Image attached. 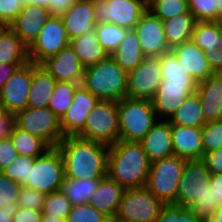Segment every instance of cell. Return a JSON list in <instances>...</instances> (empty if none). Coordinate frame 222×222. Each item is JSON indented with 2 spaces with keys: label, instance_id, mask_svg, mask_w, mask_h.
I'll use <instances>...</instances> for the list:
<instances>
[{
  "label": "cell",
  "instance_id": "1",
  "mask_svg": "<svg viewBox=\"0 0 222 222\" xmlns=\"http://www.w3.org/2000/svg\"><path fill=\"white\" fill-rule=\"evenodd\" d=\"M110 146L79 136H66L57 149L62 155L65 176L72 179H102L108 172Z\"/></svg>",
  "mask_w": 222,
  "mask_h": 222
},
{
  "label": "cell",
  "instance_id": "2",
  "mask_svg": "<svg viewBox=\"0 0 222 222\" xmlns=\"http://www.w3.org/2000/svg\"><path fill=\"white\" fill-rule=\"evenodd\" d=\"M150 166L140 142L118 140L109 148L107 175L124 189L145 187Z\"/></svg>",
  "mask_w": 222,
  "mask_h": 222
},
{
  "label": "cell",
  "instance_id": "3",
  "mask_svg": "<svg viewBox=\"0 0 222 222\" xmlns=\"http://www.w3.org/2000/svg\"><path fill=\"white\" fill-rule=\"evenodd\" d=\"M81 85L101 101H119L127 97V72L109 55L86 67Z\"/></svg>",
  "mask_w": 222,
  "mask_h": 222
},
{
  "label": "cell",
  "instance_id": "4",
  "mask_svg": "<svg viewBox=\"0 0 222 222\" xmlns=\"http://www.w3.org/2000/svg\"><path fill=\"white\" fill-rule=\"evenodd\" d=\"M117 103L118 140L140 142L158 121L151 100L125 97Z\"/></svg>",
  "mask_w": 222,
  "mask_h": 222
},
{
  "label": "cell",
  "instance_id": "5",
  "mask_svg": "<svg viewBox=\"0 0 222 222\" xmlns=\"http://www.w3.org/2000/svg\"><path fill=\"white\" fill-rule=\"evenodd\" d=\"M186 161L173 155L151 163L145 187L164 205H176L178 185Z\"/></svg>",
  "mask_w": 222,
  "mask_h": 222
},
{
  "label": "cell",
  "instance_id": "6",
  "mask_svg": "<svg viewBox=\"0 0 222 222\" xmlns=\"http://www.w3.org/2000/svg\"><path fill=\"white\" fill-rule=\"evenodd\" d=\"M108 146L118 141L119 119L115 101H101L89 113L84 129L77 135Z\"/></svg>",
  "mask_w": 222,
  "mask_h": 222
},
{
  "label": "cell",
  "instance_id": "7",
  "mask_svg": "<svg viewBox=\"0 0 222 222\" xmlns=\"http://www.w3.org/2000/svg\"><path fill=\"white\" fill-rule=\"evenodd\" d=\"M64 177L62 155L57 147H51L43 155L35 158L30 168L29 181L25 186L47 195L60 189Z\"/></svg>",
  "mask_w": 222,
  "mask_h": 222
},
{
  "label": "cell",
  "instance_id": "8",
  "mask_svg": "<svg viewBox=\"0 0 222 222\" xmlns=\"http://www.w3.org/2000/svg\"><path fill=\"white\" fill-rule=\"evenodd\" d=\"M15 125L40 137L50 147H57L64 138L59 118L48 107H27L15 115Z\"/></svg>",
  "mask_w": 222,
  "mask_h": 222
},
{
  "label": "cell",
  "instance_id": "9",
  "mask_svg": "<svg viewBox=\"0 0 222 222\" xmlns=\"http://www.w3.org/2000/svg\"><path fill=\"white\" fill-rule=\"evenodd\" d=\"M163 206L146 187L125 189L115 218L134 222H157Z\"/></svg>",
  "mask_w": 222,
  "mask_h": 222
},
{
  "label": "cell",
  "instance_id": "10",
  "mask_svg": "<svg viewBox=\"0 0 222 222\" xmlns=\"http://www.w3.org/2000/svg\"><path fill=\"white\" fill-rule=\"evenodd\" d=\"M96 23L134 29L148 6L142 0H93Z\"/></svg>",
  "mask_w": 222,
  "mask_h": 222
},
{
  "label": "cell",
  "instance_id": "11",
  "mask_svg": "<svg viewBox=\"0 0 222 222\" xmlns=\"http://www.w3.org/2000/svg\"><path fill=\"white\" fill-rule=\"evenodd\" d=\"M161 80L160 57H144L139 66L127 73V97L152 100Z\"/></svg>",
  "mask_w": 222,
  "mask_h": 222
},
{
  "label": "cell",
  "instance_id": "12",
  "mask_svg": "<svg viewBox=\"0 0 222 222\" xmlns=\"http://www.w3.org/2000/svg\"><path fill=\"white\" fill-rule=\"evenodd\" d=\"M210 175L202 159L187 160L178 185L176 205L189 209L210 188Z\"/></svg>",
  "mask_w": 222,
  "mask_h": 222
},
{
  "label": "cell",
  "instance_id": "13",
  "mask_svg": "<svg viewBox=\"0 0 222 222\" xmlns=\"http://www.w3.org/2000/svg\"><path fill=\"white\" fill-rule=\"evenodd\" d=\"M70 43L60 16H51L40 34L28 48L29 61L40 64L46 58L56 55Z\"/></svg>",
  "mask_w": 222,
  "mask_h": 222
},
{
  "label": "cell",
  "instance_id": "14",
  "mask_svg": "<svg viewBox=\"0 0 222 222\" xmlns=\"http://www.w3.org/2000/svg\"><path fill=\"white\" fill-rule=\"evenodd\" d=\"M32 83V62L17 68L0 90L2 109L16 115L28 107V97Z\"/></svg>",
  "mask_w": 222,
  "mask_h": 222
},
{
  "label": "cell",
  "instance_id": "15",
  "mask_svg": "<svg viewBox=\"0 0 222 222\" xmlns=\"http://www.w3.org/2000/svg\"><path fill=\"white\" fill-rule=\"evenodd\" d=\"M138 37L144 57H160L170 51L163 21L147 10L133 29Z\"/></svg>",
  "mask_w": 222,
  "mask_h": 222
},
{
  "label": "cell",
  "instance_id": "16",
  "mask_svg": "<svg viewBox=\"0 0 222 222\" xmlns=\"http://www.w3.org/2000/svg\"><path fill=\"white\" fill-rule=\"evenodd\" d=\"M99 99L82 85L74 91L73 103L60 120L63 136H77L86 124V119Z\"/></svg>",
  "mask_w": 222,
  "mask_h": 222
},
{
  "label": "cell",
  "instance_id": "17",
  "mask_svg": "<svg viewBox=\"0 0 222 222\" xmlns=\"http://www.w3.org/2000/svg\"><path fill=\"white\" fill-rule=\"evenodd\" d=\"M55 81L78 83L81 85L85 67L80 63L78 56L70 44L56 55L46 58L39 64Z\"/></svg>",
  "mask_w": 222,
  "mask_h": 222
},
{
  "label": "cell",
  "instance_id": "18",
  "mask_svg": "<svg viewBox=\"0 0 222 222\" xmlns=\"http://www.w3.org/2000/svg\"><path fill=\"white\" fill-rule=\"evenodd\" d=\"M51 16L49 10L28 4L23 6L20 13L8 27L29 48Z\"/></svg>",
  "mask_w": 222,
  "mask_h": 222
},
{
  "label": "cell",
  "instance_id": "19",
  "mask_svg": "<svg viewBox=\"0 0 222 222\" xmlns=\"http://www.w3.org/2000/svg\"><path fill=\"white\" fill-rule=\"evenodd\" d=\"M60 18L69 41L94 31L97 23L93 0H77Z\"/></svg>",
  "mask_w": 222,
  "mask_h": 222
},
{
  "label": "cell",
  "instance_id": "20",
  "mask_svg": "<svg viewBox=\"0 0 222 222\" xmlns=\"http://www.w3.org/2000/svg\"><path fill=\"white\" fill-rule=\"evenodd\" d=\"M160 66L162 80L159 88L186 89L190 94L196 92L198 83L171 50L160 56Z\"/></svg>",
  "mask_w": 222,
  "mask_h": 222
},
{
  "label": "cell",
  "instance_id": "21",
  "mask_svg": "<svg viewBox=\"0 0 222 222\" xmlns=\"http://www.w3.org/2000/svg\"><path fill=\"white\" fill-rule=\"evenodd\" d=\"M140 143L151 163L173 156L174 149L170 121L158 120Z\"/></svg>",
  "mask_w": 222,
  "mask_h": 222
},
{
  "label": "cell",
  "instance_id": "22",
  "mask_svg": "<svg viewBox=\"0 0 222 222\" xmlns=\"http://www.w3.org/2000/svg\"><path fill=\"white\" fill-rule=\"evenodd\" d=\"M171 51L197 83L214 75L207 61L206 53L192 40L174 47Z\"/></svg>",
  "mask_w": 222,
  "mask_h": 222
},
{
  "label": "cell",
  "instance_id": "23",
  "mask_svg": "<svg viewBox=\"0 0 222 222\" xmlns=\"http://www.w3.org/2000/svg\"><path fill=\"white\" fill-rule=\"evenodd\" d=\"M196 93L201 101L205 123L222 120V74H214L199 82Z\"/></svg>",
  "mask_w": 222,
  "mask_h": 222
},
{
  "label": "cell",
  "instance_id": "24",
  "mask_svg": "<svg viewBox=\"0 0 222 222\" xmlns=\"http://www.w3.org/2000/svg\"><path fill=\"white\" fill-rule=\"evenodd\" d=\"M174 155L185 160H200L204 156L202 128L171 125Z\"/></svg>",
  "mask_w": 222,
  "mask_h": 222
},
{
  "label": "cell",
  "instance_id": "25",
  "mask_svg": "<svg viewBox=\"0 0 222 222\" xmlns=\"http://www.w3.org/2000/svg\"><path fill=\"white\" fill-rule=\"evenodd\" d=\"M124 190L116 181L106 175L100 179L98 188L89 203L109 219H114Z\"/></svg>",
  "mask_w": 222,
  "mask_h": 222
},
{
  "label": "cell",
  "instance_id": "26",
  "mask_svg": "<svg viewBox=\"0 0 222 222\" xmlns=\"http://www.w3.org/2000/svg\"><path fill=\"white\" fill-rule=\"evenodd\" d=\"M56 81L39 64L32 62V83L28 97V107L46 108L54 90Z\"/></svg>",
  "mask_w": 222,
  "mask_h": 222
},
{
  "label": "cell",
  "instance_id": "27",
  "mask_svg": "<svg viewBox=\"0 0 222 222\" xmlns=\"http://www.w3.org/2000/svg\"><path fill=\"white\" fill-rule=\"evenodd\" d=\"M27 62L28 48L8 26H0V64L24 65Z\"/></svg>",
  "mask_w": 222,
  "mask_h": 222
},
{
  "label": "cell",
  "instance_id": "28",
  "mask_svg": "<svg viewBox=\"0 0 222 222\" xmlns=\"http://www.w3.org/2000/svg\"><path fill=\"white\" fill-rule=\"evenodd\" d=\"M69 44L85 68L97 64L109 56L98 42L94 31L70 40Z\"/></svg>",
  "mask_w": 222,
  "mask_h": 222
},
{
  "label": "cell",
  "instance_id": "29",
  "mask_svg": "<svg viewBox=\"0 0 222 222\" xmlns=\"http://www.w3.org/2000/svg\"><path fill=\"white\" fill-rule=\"evenodd\" d=\"M196 22L192 13L176 15L171 19L163 21L165 37L170 50L192 40Z\"/></svg>",
  "mask_w": 222,
  "mask_h": 222
},
{
  "label": "cell",
  "instance_id": "30",
  "mask_svg": "<svg viewBox=\"0 0 222 222\" xmlns=\"http://www.w3.org/2000/svg\"><path fill=\"white\" fill-rule=\"evenodd\" d=\"M189 95L186 89L158 88L151 100L157 118L170 120Z\"/></svg>",
  "mask_w": 222,
  "mask_h": 222
},
{
  "label": "cell",
  "instance_id": "31",
  "mask_svg": "<svg viewBox=\"0 0 222 222\" xmlns=\"http://www.w3.org/2000/svg\"><path fill=\"white\" fill-rule=\"evenodd\" d=\"M111 57L127 73L141 64L144 56L136 32L133 29L126 31V37Z\"/></svg>",
  "mask_w": 222,
  "mask_h": 222
},
{
  "label": "cell",
  "instance_id": "32",
  "mask_svg": "<svg viewBox=\"0 0 222 222\" xmlns=\"http://www.w3.org/2000/svg\"><path fill=\"white\" fill-rule=\"evenodd\" d=\"M100 179H72L64 177L60 191L72 205L87 204L98 188Z\"/></svg>",
  "mask_w": 222,
  "mask_h": 222
},
{
  "label": "cell",
  "instance_id": "33",
  "mask_svg": "<svg viewBox=\"0 0 222 222\" xmlns=\"http://www.w3.org/2000/svg\"><path fill=\"white\" fill-rule=\"evenodd\" d=\"M169 121L170 125L202 128L205 121L198 94H190Z\"/></svg>",
  "mask_w": 222,
  "mask_h": 222
},
{
  "label": "cell",
  "instance_id": "34",
  "mask_svg": "<svg viewBox=\"0 0 222 222\" xmlns=\"http://www.w3.org/2000/svg\"><path fill=\"white\" fill-rule=\"evenodd\" d=\"M192 41L205 53H213L222 43V24L216 21H197Z\"/></svg>",
  "mask_w": 222,
  "mask_h": 222
},
{
  "label": "cell",
  "instance_id": "35",
  "mask_svg": "<svg viewBox=\"0 0 222 222\" xmlns=\"http://www.w3.org/2000/svg\"><path fill=\"white\" fill-rule=\"evenodd\" d=\"M17 153L23 156L39 157L51 147L40 137L19 129L16 125L10 136Z\"/></svg>",
  "mask_w": 222,
  "mask_h": 222
},
{
  "label": "cell",
  "instance_id": "36",
  "mask_svg": "<svg viewBox=\"0 0 222 222\" xmlns=\"http://www.w3.org/2000/svg\"><path fill=\"white\" fill-rule=\"evenodd\" d=\"M80 84L56 81L47 107L61 120L73 103L74 91Z\"/></svg>",
  "mask_w": 222,
  "mask_h": 222
},
{
  "label": "cell",
  "instance_id": "37",
  "mask_svg": "<svg viewBox=\"0 0 222 222\" xmlns=\"http://www.w3.org/2000/svg\"><path fill=\"white\" fill-rule=\"evenodd\" d=\"M126 31L127 29L112 23H98L94 28L98 42L110 56L118 49L120 43L126 37Z\"/></svg>",
  "mask_w": 222,
  "mask_h": 222
},
{
  "label": "cell",
  "instance_id": "38",
  "mask_svg": "<svg viewBox=\"0 0 222 222\" xmlns=\"http://www.w3.org/2000/svg\"><path fill=\"white\" fill-rule=\"evenodd\" d=\"M148 10L162 21L171 19L176 15L191 13L189 4L185 0H155L148 6Z\"/></svg>",
  "mask_w": 222,
  "mask_h": 222
},
{
  "label": "cell",
  "instance_id": "39",
  "mask_svg": "<svg viewBox=\"0 0 222 222\" xmlns=\"http://www.w3.org/2000/svg\"><path fill=\"white\" fill-rule=\"evenodd\" d=\"M35 157L23 156L18 154L1 172L11 180L21 186H25L29 181L30 168H32Z\"/></svg>",
  "mask_w": 222,
  "mask_h": 222
},
{
  "label": "cell",
  "instance_id": "40",
  "mask_svg": "<svg viewBox=\"0 0 222 222\" xmlns=\"http://www.w3.org/2000/svg\"><path fill=\"white\" fill-rule=\"evenodd\" d=\"M72 206L71 202L60 190L54 191L46 195L42 214L67 220Z\"/></svg>",
  "mask_w": 222,
  "mask_h": 222
},
{
  "label": "cell",
  "instance_id": "41",
  "mask_svg": "<svg viewBox=\"0 0 222 222\" xmlns=\"http://www.w3.org/2000/svg\"><path fill=\"white\" fill-rule=\"evenodd\" d=\"M157 222H203L193 211L174 204L164 205Z\"/></svg>",
  "mask_w": 222,
  "mask_h": 222
},
{
  "label": "cell",
  "instance_id": "42",
  "mask_svg": "<svg viewBox=\"0 0 222 222\" xmlns=\"http://www.w3.org/2000/svg\"><path fill=\"white\" fill-rule=\"evenodd\" d=\"M202 147L204 154L222 147V120L207 122L202 127Z\"/></svg>",
  "mask_w": 222,
  "mask_h": 222
},
{
  "label": "cell",
  "instance_id": "43",
  "mask_svg": "<svg viewBox=\"0 0 222 222\" xmlns=\"http://www.w3.org/2000/svg\"><path fill=\"white\" fill-rule=\"evenodd\" d=\"M109 218L90 203L73 205L67 222H109Z\"/></svg>",
  "mask_w": 222,
  "mask_h": 222
},
{
  "label": "cell",
  "instance_id": "44",
  "mask_svg": "<svg viewBox=\"0 0 222 222\" xmlns=\"http://www.w3.org/2000/svg\"><path fill=\"white\" fill-rule=\"evenodd\" d=\"M21 185L0 172V208L17 204Z\"/></svg>",
  "mask_w": 222,
  "mask_h": 222
},
{
  "label": "cell",
  "instance_id": "45",
  "mask_svg": "<svg viewBox=\"0 0 222 222\" xmlns=\"http://www.w3.org/2000/svg\"><path fill=\"white\" fill-rule=\"evenodd\" d=\"M188 4L196 21H216V0H190Z\"/></svg>",
  "mask_w": 222,
  "mask_h": 222
},
{
  "label": "cell",
  "instance_id": "46",
  "mask_svg": "<svg viewBox=\"0 0 222 222\" xmlns=\"http://www.w3.org/2000/svg\"><path fill=\"white\" fill-rule=\"evenodd\" d=\"M46 194L38 192L27 186H21L18 196L17 205L20 208H30L42 211Z\"/></svg>",
  "mask_w": 222,
  "mask_h": 222
},
{
  "label": "cell",
  "instance_id": "47",
  "mask_svg": "<svg viewBox=\"0 0 222 222\" xmlns=\"http://www.w3.org/2000/svg\"><path fill=\"white\" fill-rule=\"evenodd\" d=\"M218 207L219 205H214L213 190L208 188L207 192L189 209L204 221L207 217L211 216Z\"/></svg>",
  "mask_w": 222,
  "mask_h": 222
},
{
  "label": "cell",
  "instance_id": "48",
  "mask_svg": "<svg viewBox=\"0 0 222 222\" xmlns=\"http://www.w3.org/2000/svg\"><path fill=\"white\" fill-rule=\"evenodd\" d=\"M22 8L19 0H0V26H9Z\"/></svg>",
  "mask_w": 222,
  "mask_h": 222
},
{
  "label": "cell",
  "instance_id": "49",
  "mask_svg": "<svg viewBox=\"0 0 222 222\" xmlns=\"http://www.w3.org/2000/svg\"><path fill=\"white\" fill-rule=\"evenodd\" d=\"M17 156V150L10 137L0 140V172Z\"/></svg>",
  "mask_w": 222,
  "mask_h": 222
},
{
  "label": "cell",
  "instance_id": "50",
  "mask_svg": "<svg viewBox=\"0 0 222 222\" xmlns=\"http://www.w3.org/2000/svg\"><path fill=\"white\" fill-rule=\"evenodd\" d=\"M202 160L210 174H222V147L204 154Z\"/></svg>",
  "mask_w": 222,
  "mask_h": 222
},
{
  "label": "cell",
  "instance_id": "51",
  "mask_svg": "<svg viewBox=\"0 0 222 222\" xmlns=\"http://www.w3.org/2000/svg\"><path fill=\"white\" fill-rule=\"evenodd\" d=\"M42 215V211L18 207L12 222H41Z\"/></svg>",
  "mask_w": 222,
  "mask_h": 222
},
{
  "label": "cell",
  "instance_id": "52",
  "mask_svg": "<svg viewBox=\"0 0 222 222\" xmlns=\"http://www.w3.org/2000/svg\"><path fill=\"white\" fill-rule=\"evenodd\" d=\"M15 127V115L6 111L0 113V140L9 138Z\"/></svg>",
  "mask_w": 222,
  "mask_h": 222
},
{
  "label": "cell",
  "instance_id": "53",
  "mask_svg": "<svg viewBox=\"0 0 222 222\" xmlns=\"http://www.w3.org/2000/svg\"><path fill=\"white\" fill-rule=\"evenodd\" d=\"M206 58L214 74H222V43L213 53H206Z\"/></svg>",
  "mask_w": 222,
  "mask_h": 222
},
{
  "label": "cell",
  "instance_id": "54",
  "mask_svg": "<svg viewBox=\"0 0 222 222\" xmlns=\"http://www.w3.org/2000/svg\"><path fill=\"white\" fill-rule=\"evenodd\" d=\"M210 189L213 190L214 205H222V174L210 175Z\"/></svg>",
  "mask_w": 222,
  "mask_h": 222
},
{
  "label": "cell",
  "instance_id": "55",
  "mask_svg": "<svg viewBox=\"0 0 222 222\" xmlns=\"http://www.w3.org/2000/svg\"><path fill=\"white\" fill-rule=\"evenodd\" d=\"M49 12L52 16L65 13L77 0H49Z\"/></svg>",
  "mask_w": 222,
  "mask_h": 222
},
{
  "label": "cell",
  "instance_id": "56",
  "mask_svg": "<svg viewBox=\"0 0 222 222\" xmlns=\"http://www.w3.org/2000/svg\"><path fill=\"white\" fill-rule=\"evenodd\" d=\"M23 65L14 64H0V90L3 88L5 83L9 80L12 74L17 70L18 67Z\"/></svg>",
  "mask_w": 222,
  "mask_h": 222
},
{
  "label": "cell",
  "instance_id": "57",
  "mask_svg": "<svg viewBox=\"0 0 222 222\" xmlns=\"http://www.w3.org/2000/svg\"><path fill=\"white\" fill-rule=\"evenodd\" d=\"M17 210V204L10 208H0V222H12V218L15 216Z\"/></svg>",
  "mask_w": 222,
  "mask_h": 222
},
{
  "label": "cell",
  "instance_id": "58",
  "mask_svg": "<svg viewBox=\"0 0 222 222\" xmlns=\"http://www.w3.org/2000/svg\"><path fill=\"white\" fill-rule=\"evenodd\" d=\"M203 222H222V205L219 206L217 210Z\"/></svg>",
  "mask_w": 222,
  "mask_h": 222
},
{
  "label": "cell",
  "instance_id": "59",
  "mask_svg": "<svg viewBox=\"0 0 222 222\" xmlns=\"http://www.w3.org/2000/svg\"><path fill=\"white\" fill-rule=\"evenodd\" d=\"M49 3V0H30V5L39 6L47 10H49Z\"/></svg>",
  "mask_w": 222,
  "mask_h": 222
},
{
  "label": "cell",
  "instance_id": "60",
  "mask_svg": "<svg viewBox=\"0 0 222 222\" xmlns=\"http://www.w3.org/2000/svg\"><path fill=\"white\" fill-rule=\"evenodd\" d=\"M41 222H67L65 219H60L52 215H42Z\"/></svg>",
  "mask_w": 222,
  "mask_h": 222
},
{
  "label": "cell",
  "instance_id": "61",
  "mask_svg": "<svg viewBox=\"0 0 222 222\" xmlns=\"http://www.w3.org/2000/svg\"><path fill=\"white\" fill-rule=\"evenodd\" d=\"M216 22L222 21V0H216Z\"/></svg>",
  "mask_w": 222,
  "mask_h": 222
},
{
  "label": "cell",
  "instance_id": "62",
  "mask_svg": "<svg viewBox=\"0 0 222 222\" xmlns=\"http://www.w3.org/2000/svg\"><path fill=\"white\" fill-rule=\"evenodd\" d=\"M109 222H134V221L125 220L122 218H114V219H110Z\"/></svg>",
  "mask_w": 222,
  "mask_h": 222
},
{
  "label": "cell",
  "instance_id": "63",
  "mask_svg": "<svg viewBox=\"0 0 222 222\" xmlns=\"http://www.w3.org/2000/svg\"><path fill=\"white\" fill-rule=\"evenodd\" d=\"M23 6L30 4V0H19Z\"/></svg>",
  "mask_w": 222,
  "mask_h": 222
},
{
  "label": "cell",
  "instance_id": "64",
  "mask_svg": "<svg viewBox=\"0 0 222 222\" xmlns=\"http://www.w3.org/2000/svg\"><path fill=\"white\" fill-rule=\"evenodd\" d=\"M147 6H149L155 0H142Z\"/></svg>",
  "mask_w": 222,
  "mask_h": 222
},
{
  "label": "cell",
  "instance_id": "65",
  "mask_svg": "<svg viewBox=\"0 0 222 222\" xmlns=\"http://www.w3.org/2000/svg\"><path fill=\"white\" fill-rule=\"evenodd\" d=\"M3 111V109H2V106H1V104H0V113Z\"/></svg>",
  "mask_w": 222,
  "mask_h": 222
}]
</instances>
